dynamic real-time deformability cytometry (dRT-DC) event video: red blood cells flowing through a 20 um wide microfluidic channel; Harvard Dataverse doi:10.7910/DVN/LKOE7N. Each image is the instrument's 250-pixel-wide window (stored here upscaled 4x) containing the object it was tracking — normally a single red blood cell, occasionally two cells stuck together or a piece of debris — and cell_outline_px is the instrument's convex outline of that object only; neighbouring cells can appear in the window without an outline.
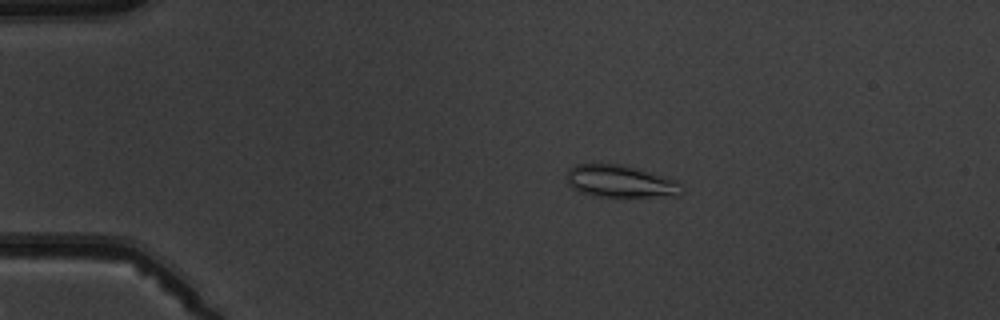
{"species": "common noctule bat (a hibernating species)", "species_latin": "Nyctalus noctula", "temperature_condition": "warm", "stored_images_in_passage": 8, "camera_frame_rate_fps": 3000, "um_per_image_px": 0.085, "animal": {"sex": "male", "body_mass_g": 19.5, "forearm_length_mm": 54.6}, "frame": {"image": 1, "passage_image": 3, "time_ms": 2.333, "image_size_px": [1000, 320], "cell_outline_px": [[684, 192], [680, 196], [592, 196], [576, 192], [568, 184], [568, 168], [576, 164], [620, 164], [664, 176], [676, 180], [680, 184]], "centroid_in_image_um": [52.72, 15.43], "position_along_channel_um": 32.3, "area_um2": 21.62}}
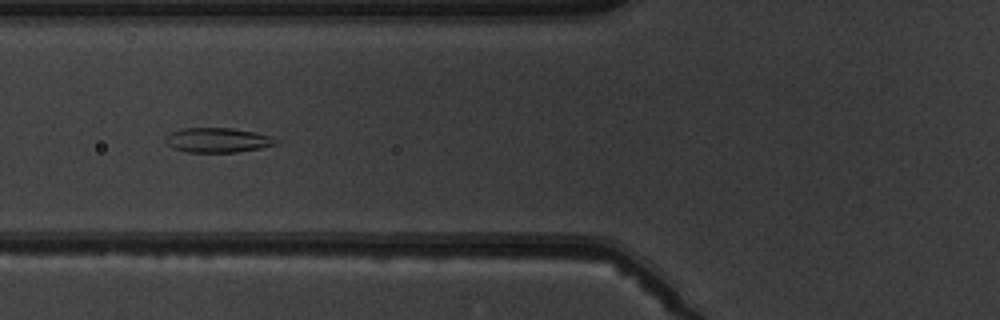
{"frame": {"image": 2, "passage_image": 6, "time_ms": 5.667, "image_size_px": [1000, 320], "cell_outline_px": [[280, 140], [276, 144], [260, 148], [236, 152], [188, 152], [172, 148], [164, 140], [172, 132], [184, 128], [232, 128], [256, 132], [272, 136]], "centroid_in_image_um": [18.55, 11.91], "position_along_channel_um": 107.3, "area_um2": 15.84}}
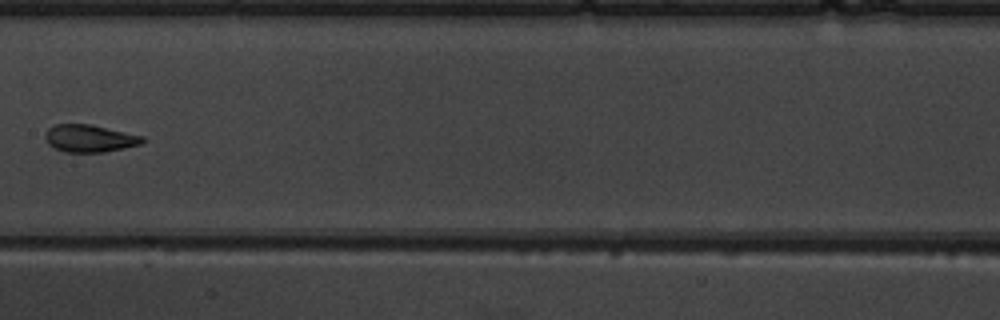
{"frame": {"image": 3, "passage_image": 8, "time_ms": 8.0, "image_size_px": [1000, 320], "cell_outline_px": [[148, 140], [140, 144], [104, 152], [64, 152], [48, 144], [44, 136], [48, 128], [56, 124], [92, 124], [144, 136]], "centroid_in_image_um": [7.63, 11.75], "position_along_channel_um": 199.8, "area_um2": 15.61}}